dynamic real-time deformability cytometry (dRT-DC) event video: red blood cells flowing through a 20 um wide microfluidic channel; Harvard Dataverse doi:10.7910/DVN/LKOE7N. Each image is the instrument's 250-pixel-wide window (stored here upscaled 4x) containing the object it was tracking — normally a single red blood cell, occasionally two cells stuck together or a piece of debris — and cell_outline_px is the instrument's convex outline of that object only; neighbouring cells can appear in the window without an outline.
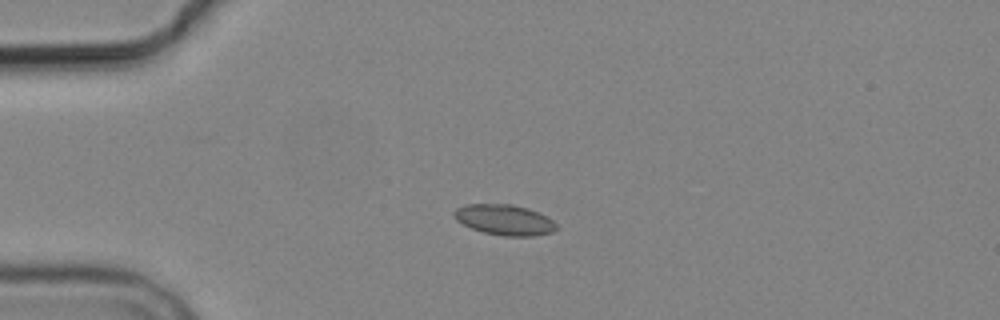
{"species": "common noctule bat (a hibernating species)", "species_latin": "Nyctalus noctula", "temperature_condition": "cold", "stored_images_in_passage": 5, "camera_frame_rate_fps": 3000, "um_per_image_px": 0.085, "animal": {"sex": "male", "body_mass_g": 19.2, "forearm_length_mm": 51.8}, "frame": {"image": 1, "passage_image": 3, "time_ms": 2.667, "image_size_px": [1000, 320], "cell_outline_px": [[556, 228], [552, 232], [532, 236], [504, 236], [484, 232], [472, 228], [456, 220], [452, 216], [452, 212], [456, 208], [464, 204], [512, 204], [528, 208], [552, 220], [556, 224]], "centroid_in_image_um": [42.83, 18.67], "position_along_channel_um": 42.2, "area_um2": 18.09}}